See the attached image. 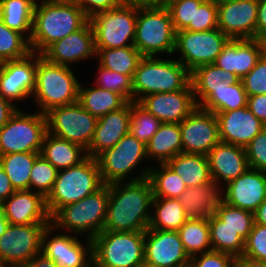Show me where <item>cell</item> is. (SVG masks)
<instances>
[{
    "instance_id": "1",
    "label": "cell",
    "mask_w": 266,
    "mask_h": 267,
    "mask_svg": "<svg viewBox=\"0 0 266 267\" xmlns=\"http://www.w3.org/2000/svg\"><path fill=\"white\" fill-rule=\"evenodd\" d=\"M151 166L126 182L109 184V201L103 231H146L153 203V188L148 179ZM126 183V184H125Z\"/></svg>"
},
{
    "instance_id": "2",
    "label": "cell",
    "mask_w": 266,
    "mask_h": 267,
    "mask_svg": "<svg viewBox=\"0 0 266 267\" xmlns=\"http://www.w3.org/2000/svg\"><path fill=\"white\" fill-rule=\"evenodd\" d=\"M89 18L73 2L35 4L31 51L42 54L54 42L79 30Z\"/></svg>"
},
{
    "instance_id": "3",
    "label": "cell",
    "mask_w": 266,
    "mask_h": 267,
    "mask_svg": "<svg viewBox=\"0 0 266 267\" xmlns=\"http://www.w3.org/2000/svg\"><path fill=\"white\" fill-rule=\"evenodd\" d=\"M191 72L178 60L142 57L133 77V102L156 93L185 89Z\"/></svg>"
},
{
    "instance_id": "4",
    "label": "cell",
    "mask_w": 266,
    "mask_h": 267,
    "mask_svg": "<svg viewBox=\"0 0 266 267\" xmlns=\"http://www.w3.org/2000/svg\"><path fill=\"white\" fill-rule=\"evenodd\" d=\"M70 67L49 62L37 53L33 98L40 107V113L78 101L80 83Z\"/></svg>"
},
{
    "instance_id": "5",
    "label": "cell",
    "mask_w": 266,
    "mask_h": 267,
    "mask_svg": "<svg viewBox=\"0 0 266 267\" xmlns=\"http://www.w3.org/2000/svg\"><path fill=\"white\" fill-rule=\"evenodd\" d=\"M103 185L96 158L88 156L80 164L58 171L52 191L46 197L50 217L65 205L95 193Z\"/></svg>"
},
{
    "instance_id": "6",
    "label": "cell",
    "mask_w": 266,
    "mask_h": 267,
    "mask_svg": "<svg viewBox=\"0 0 266 267\" xmlns=\"http://www.w3.org/2000/svg\"><path fill=\"white\" fill-rule=\"evenodd\" d=\"M108 201L109 184H104L95 193L60 208L51 217V225L55 230L61 227L76 234L86 232V240H92L103 231Z\"/></svg>"
},
{
    "instance_id": "7",
    "label": "cell",
    "mask_w": 266,
    "mask_h": 267,
    "mask_svg": "<svg viewBox=\"0 0 266 267\" xmlns=\"http://www.w3.org/2000/svg\"><path fill=\"white\" fill-rule=\"evenodd\" d=\"M145 231H102L92 239L93 267H138L144 262Z\"/></svg>"
},
{
    "instance_id": "8",
    "label": "cell",
    "mask_w": 266,
    "mask_h": 267,
    "mask_svg": "<svg viewBox=\"0 0 266 267\" xmlns=\"http://www.w3.org/2000/svg\"><path fill=\"white\" fill-rule=\"evenodd\" d=\"M176 32L166 6L137 9L134 46L143 57L174 54Z\"/></svg>"
},
{
    "instance_id": "9",
    "label": "cell",
    "mask_w": 266,
    "mask_h": 267,
    "mask_svg": "<svg viewBox=\"0 0 266 267\" xmlns=\"http://www.w3.org/2000/svg\"><path fill=\"white\" fill-rule=\"evenodd\" d=\"M48 133L43 113L25 114L17 109L0 129V155L9 153H40Z\"/></svg>"
},
{
    "instance_id": "10",
    "label": "cell",
    "mask_w": 266,
    "mask_h": 267,
    "mask_svg": "<svg viewBox=\"0 0 266 267\" xmlns=\"http://www.w3.org/2000/svg\"><path fill=\"white\" fill-rule=\"evenodd\" d=\"M136 21L137 9L121 5L93 15L89 22L94 32L95 48L134 45Z\"/></svg>"
},
{
    "instance_id": "11",
    "label": "cell",
    "mask_w": 266,
    "mask_h": 267,
    "mask_svg": "<svg viewBox=\"0 0 266 267\" xmlns=\"http://www.w3.org/2000/svg\"><path fill=\"white\" fill-rule=\"evenodd\" d=\"M48 133L75 143L87 150L90 146L98 118L80 103L54 107L45 113Z\"/></svg>"
},
{
    "instance_id": "12",
    "label": "cell",
    "mask_w": 266,
    "mask_h": 267,
    "mask_svg": "<svg viewBox=\"0 0 266 267\" xmlns=\"http://www.w3.org/2000/svg\"><path fill=\"white\" fill-rule=\"evenodd\" d=\"M229 40L219 28L208 31L181 30L176 32L174 52L181 53L178 61L192 72L201 65L213 64Z\"/></svg>"
},
{
    "instance_id": "13",
    "label": "cell",
    "mask_w": 266,
    "mask_h": 267,
    "mask_svg": "<svg viewBox=\"0 0 266 267\" xmlns=\"http://www.w3.org/2000/svg\"><path fill=\"white\" fill-rule=\"evenodd\" d=\"M51 223L9 224L0 236V263L21 267L42 252V235Z\"/></svg>"
},
{
    "instance_id": "14",
    "label": "cell",
    "mask_w": 266,
    "mask_h": 267,
    "mask_svg": "<svg viewBox=\"0 0 266 267\" xmlns=\"http://www.w3.org/2000/svg\"><path fill=\"white\" fill-rule=\"evenodd\" d=\"M147 159L146 145L127 133L116 145L96 157L103 184L123 182L141 160Z\"/></svg>"
},
{
    "instance_id": "15",
    "label": "cell",
    "mask_w": 266,
    "mask_h": 267,
    "mask_svg": "<svg viewBox=\"0 0 266 267\" xmlns=\"http://www.w3.org/2000/svg\"><path fill=\"white\" fill-rule=\"evenodd\" d=\"M182 153L205 155L220 142L216 115L195 108L181 123Z\"/></svg>"
},
{
    "instance_id": "16",
    "label": "cell",
    "mask_w": 266,
    "mask_h": 267,
    "mask_svg": "<svg viewBox=\"0 0 266 267\" xmlns=\"http://www.w3.org/2000/svg\"><path fill=\"white\" fill-rule=\"evenodd\" d=\"M53 230L50 224L43 232L42 253L59 267H93L92 240L84 245L75 235L68 234H56L49 239Z\"/></svg>"
},
{
    "instance_id": "17",
    "label": "cell",
    "mask_w": 266,
    "mask_h": 267,
    "mask_svg": "<svg viewBox=\"0 0 266 267\" xmlns=\"http://www.w3.org/2000/svg\"><path fill=\"white\" fill-rule=\"evenodd\" d=\"M144 261L157 267H189L178 231L148 228L144 237Z\"/></svg>"
},
{
    "instance_id": "18",
    "label": "cell",
    "mask_w": 266,
    "mask_h": 267,
    "mask_svg": "<svg viewBox=\"0 0 266 267\" xmlns=\"http://www.w3.org/2000/svg\"><path fill=\"white\" fill-rule=\"evenodd\" d=\"M218 28L230 39H255L257 0H221Z\"/></svg>"
},
{
    "instance_id": "19",
    "label": "cell",
    "mask_w": 266,
    "mask_h": 267,
    "mask_svg": "<svg viewBox=\"0 0 266 267\" xmlns=\"http://www.w3.org/2000/svg\"><path fill=\"white\" fill-rule=\"evenodd\" d=\"M37 53L19 60L4 61L0 68V95L14 104L33 94L36 80Z\"/></svg>"
},
{
    "instance_id": "20",
    "label": "cell",
    "mask_w": 266,
    "mask_h": 267,
    "mask_svg": "<svg viewBox=\"0 0 266 267\" xmlns=\"http://www.w3.org/2000/svg\"><path fill=\"white\" fill-rule=\"evenodd\" d=\"M138 103L162 123L180 124L198 107L191 83L183 90L147 95Z\"/></svg>"
},
{
    "instance_id": "21",
    "label": "cell",
    "mask_w": 266,
    "mask_h": 267,
    "mask_svg": "<svg viewBox=\"0 0 266 267\" xmlns=\"http://www.w3.org/2000/svg\"><path fill=\"white\" fill-rule=\"evenodd\" d=\"M41 55L49 62L64 66L95 57L94 32L89 20L79 30L54 42Z\"/></svg>"
},
{
    "instance_id": "22",
    "label": "cell",
    "mask_w": 266,
    "mask_h": 267,
    "mask_svg": "<svg viewBox=\"0 0 266 267\" xmlns=\"http://www.w3.org/2000/svg\"><path fill=\"white\" fill-rule=\"evenodd\" d=\"M225 186V203L254 213L266 199V172L249 168Z\"/></svg>"
},
{
    "instance_id": "23",
    "label": "cell",
    "mask_w": 266,
    "mask_h": 267,
    "mask_svg": "<svg viewBox=\"0 0 266 267\" xmlns=\"http://www.w3.org/2000/svg\"><path fill=\"white\" fill-rule=\"evenodd\" d=\"M1 207L9 224L51 223L46 198L36 191H15L1 204Z\"/></svg>"
},
{
    "instance_id": "24",
    "label": "cell",
    "mask_w": 266,
    "mask_h": 267,
    "mask_svg": "<svg viewBox=\"0 0 266 267\" xmlns=\"http://www.w3.org/2000/svg\"><path fill=\"white\" fill-rule=\"evenodd\" d=\"M220 142L246 147L265 128L248 106L215 114Z\"/></svg>"
},
{
    "instance_id": "25",
    "label": "cell",
    "mask_w": 266,
    "mask_h": 267,
    "mask_svg": "<svg viewBox=\"0 0 266 267\" xmlns=\"http://www.w3.org/2000/svg\"><path fill=\"white\" fill-rule=\"evenodd\" d=\"M131 102L123 108L98 118L94 136L87 155L96 158L99 154L116 145L130 128Z\"/></svg>"
},
{
    "instance_id": "26",
    "label": "cell",
    "mask_w": 266,
    "mask_h": 267,
    "mask_svg": "<svg viewBox=\"0 0 266 267\" xmlns=\"http://www.w3.org/2000/svg\"><path fill=\"white\" fill-rule=\"evenodd\" d=\"M213 181L226 184L249 169L245 147L219 142L207 154Z\"/></svg>"
},
{
    "instance_id": "27",
    "label": "cell",
    "mask_w": 266,
    "mask_h": 267,
    "mask_svg": "<svg viewBox=\"0 0 266 267\" xmlns=\"http://www.w3.org/2000/svg\"><path fill=\"white\" fill-rule=\"evenodd\" d=\"M261 56V46L257 39H230L214 64L225 71L235 73L241 80Z\"/></svg>"
},
{
    "instance_id": "28",
    "label": "cell",
    "mask_w": 266,
    "mask_h": 267,
    "mask_svg": "<svg viewBox=\"0 0 266 267\" xmlns=\"http://www.w3.org/2000/svg\"><path fill=\"white\" fill-rule=\"evenodd\" d=\"M221 187L215 181L186 188L178 198L188 219H209L223 200Z\"/></svg>"
},
{
    "instance_id": "29",
    "label": "cell",
    "mask_w": 266,
    "mask_h": 267,
    "mask_svg": "<svg viewBox=\"0 0 266 267\" xmlns=\"http://www.w3.org/2000/svg\"><path fill=\"white\" fill-rule=\"evenodd\" d=\"M40 155L58 171L76 166L88 157L87 151L80 145L50 133L45 136Z\"/></svg>"
},
{
    "instance_id": "30",
    "label": "cell",
    "mask_w": 266,
    "mask_h": 267,
    "mask_svg": "<svg viewBox=\"0 0 266 267\" xmlns=\"http://www.w3.org/2000/svg\"><path fill=\"white\" fill-rule=\"evenodd\" d=\"M168 167L181 176L187 188L208 184L212 181L207 156L180 153L166 162Z\"/></svg>"
},
{
    "instance_id": "31",
    "label": "cell",
    "mask_w": 266,
    "mask_h": 267,
    "mask_svg": "<svg viewBox=\"0 0 266 267\" xmlns=\"http://www.w3.org/2000/svg\"><path fill=\"white\" fill-rule=\"evenodd\" d=\"M147 158H156L160 163H166L171 158L182 153V136L179 123H161L158 131L146 145Z\"/></svg>"
},
{
    "instance_id": "32",
    "label": "cell",
    "mask_w": 266,
    "mask_h": 267,
    "mask_svg": "<svg viewBox=\"0 0 266 267\" xmlns=\"http://www.w3.org/2000/svg\"><path fill=\"white\" fill-rule=\"evenodd\" d=\"M239 81L240 79L235 73L225 71L213 63L195 68L191 72L190 83L198 106L201 101L213 92V88L226 85V83L232 84ZM198 98L201 99V101Z\"/></svg>"
},
{
    "instance_id": "33",
    "label": "cell",
    "mask_w": 266,
    "mask_h": 267,
    "mask_svg": "<svg viewBox=\"0 0 266 267\" xmlns=\"http://www.w3.org/2000/svg\"><path fill=\"white\" fill-rule=\"evenodd\" d=\"M248 96L241 80L232 84L213 88L198 107L214 114L244 108L247 106Z\"/></svg>"
},
{
    "instance_id": "34",
    "label": "cell",
    "mask_w": 266,
    "mask_h": 267,
    "mask_svg": "<svg viewBox=\"0 0 266 267\" xmlns=\"http://www.w3.org/2000/svg\"><path fill=\"white\" fill-rule=\"evenodd\" d=\"M78 102L91 115L99 118L123 108L128 101L118 93L98 87L83 88L79 85Z\"/></svg>"
},
{
    "instance_id": "35",
    "label": "cell",
    "mask_w": 266,
    "mask_h": 267,
    "mask_svg": "<svg viewBox=\"0 0 266 267\" xmlns=\"http://www.w3.org/2000/svg\"><path fill=\"white\" fill-rule=\"evenodd\" d=\"M35 0H0V18L11 30L21 34L29 32L27 39L32 34Z\"/></svg>"
},
{
    "instance_id": "36",
    "label": "cell",
    "mask_w": 266,
    "mask_h": 267,
    "mask_svg": "<svg viewBox=\"0 0 266 267\" xmlns=\"http://www.w3.org/2000/svg\"><path fill=\"white\" fill-rule=\"evenodd\" d=\"M149 228L163 231H178L188 219L179 199L154 198Z\"/></svg>"
},
{
    "instance_id": "37",
    "label": "cell",
    "mask_w": 266,
    "mask_h": 267,
    "mask_svg": "<svg viewBox=\"0 0 266 267\" xmlns=\"http://www.w3.org/2000/svg\"><path fill=\"white\" fill-rule=\"evenodd\" d=\"M39 155L34 152L0 155V164L15 191L30 190L31 169Z\"/></svg>"
},
{
    "instance_id": "38",
    "label": "cell",
    "mask_w": 266,
    "mask_h": 267,
    "mask_svg": "<svg viewBox=\"0 0 266 267\" xmlns=\"http://www.w3.org/2000/svg\"><path fill=\"white\" fill-rule=\"evenodd\" d=\"M96 56L99 58V65L132 77L143 57L134 45L115 49L96 48Z\"/></svg>"
},
{
    "instance_id": "39",
    "label": "cell",
    "mask_w": 266,
    "mask_h": 267,
    "mask_svg": "<svg viewBox=\"0 0 266 267\" xmlns=\"http://www.w3.org/2000/svg\"><path fill=\"white\" fill-rule=\"evenodd\" d=\"M178 233L189 257L212 251L208 219H187Z\"/></svg>"
},
{
    "instance_id": "40",
    "label": "cell",
    "mask_w": 266,
    "mask_h": 267,
    "mask_svg": "<svg viewBox=\"0 0 266 267\" xmlns=\"http://www.w3.org/2000/svg\"><path fill=\"white\" fill-rule=\"evenodd\" d=\"M212 251L223 252L233 257L242 256L245 240L237 231L224 226V222L215 214L208 219Z\"/></svg>"
},
{
    "instance_id": "41",
    "label": "cell",
    "mask_w": 266,
    "mask_h": 267,
    "mask_svg": "<svg viewBox=\"0 0 266 267\" xmlns=\"http://www.w3.org/2000/svg\"><path fill=\"white\" fill-rule=\"evenodd\" d=\"M160 168H150L148 179L151 181L154 198H175L186 190L181 176L173 172L166 163H160Z\"/></svg>"
},
{
    "instance_id": "42",
    "label": "cell",
    "mask_w": 266,
    "mask_h": 267,
    "mask_svg": "<svg viewBox=\"0 0 266 267\" xmlns=\"http://www.w3.org/2000/svg\"><path fill=\"white\" fill-rule=\"evenodd\" d=\"M30 53L32 51L27 37L8 28L0 18V60H19Z\"/></svg>"
},
{
    "instance_id": "43",
    "label": "cell",
    "mask_w": 266,
    "mask_h": 267,
    "mask_svg": "<svg viewBox=\"0 0 266 267\" xmlns=\"http://www.w3.org/2000/svg\"><path fill=\"white\" fill-rule=\"evenodd\" d=\"M161 123L138 102H131L129 133L137 140L147 145L151 137L158 131Z\"/></svg>"
},
{
    "instance_id": "44",
    "label": "cell",
    "mask_w": 266,
    "mask_h": 267,
    "mask_svg": "<svg viewBox=\"0 0 266 267\" xmlns=\"http://www.w3.org/2000/svg\"><path fill=\"white\" fill-rule=\"evenodd\" d=\"M215 215L224 222V226L237 231L246 240L254 224V213L225 203L218 206Z\"/></svg>"
},
{
    "instance_id": "45",
    "label": "cell",
    "mask_w": 266,
    "mask_h": 267,
    "mask_svg": "<svg viewBox=\"0 0 266 267\" xmlns=\"http://www.w3.org/2000/svg\"><path fill=\"white\" fill-rule=\"evenodd\" d=\"M99 75L95 81L96 87L109 90L123 96L128 102H133V77L107 69L99 65Z\"/></svg>"
},
{
    "instance_id": "46",
    "label": "cell",
    "mask_w": 266,
    "mask_h": 267,
    "mask_svg": "<svg viewBox=\"0 0 266 267\" xmlns=\"http://www.w3.org/2000/svg\"><path fill=\"white\" fill-rule=\"evenodd\" d=\"M58 170L39 155L32 166L30 175V190L41 193L45 198L52 191L54 182L57 178ZM33 188V189H32Z\"/></svg>"
},
{
    "instance_id": "47",
    "label": "cell",
    "mask_w": 266,
    "mask_h": 267,
    "mask_svg": "<svg viewBox=\"0 0 266 267\" xmlns=\"http://www.w3.org/2000/svg\"><path fill=\"white\" fill-rule=\"evenodd\" d=\"M204 0H173L166 5L168 8L175 32L185 30L194 24L195 5H201Z\"/></svg>"
},
{
    "instance_id": "48",
    "label": "cell",
    "mask_w": 266,
    "mask_h": 267,
    "mask_svg": "<svg viewBox=\"0 0 266 267\" xmlns=\"http://www.w3.org/2000/svg\"><path fill=\"white\" fill-rule=\"evenodd\" d=\"M218 28V5L216 1L204 0L201 5H195L194 24L185 30L208 31Z\"/></svg>"
},
{
    "instance_id": "49",
    "label": "cell",
    "mask_w": 266,
    "mask_h": 267,
    "mask_svg": "<svg viewBox=\"0 0 266 267\" xmlns=\"http://www.w3.org/2000/svg\"><path fill=\"white\" fill-rule=\"evenodd\" d=\"M242 256L266 262V226L253 224L252 230L245 240V248Z\"/></svg>"
},
{
    "instance_id": "50",
    "label": "cell",
    "mask_w": 266,
    "mask_h": 267,
    "mask_svg": "<svg viewBox=\"0 0 266 267\" xmlns=\"http://www.w3.org/2000/svg\"><path fill=\"white\" fill-rule=\"evenodd\" d=\"M248 166L266 172V127L245 147Z\"/></svg>"
},
{
    "instance_id": "51",
    "label": "cell",
    "mask_w": 266,
    "mask_h": 267,
    "mask_svg": "<svg viewBox=\"0 0 266 267\" xmlns=\"http://www.w3.org/2000/svg\"><path fill=\"white\" fill-rule=\"evenodd\" d=\"M241 82L247 96L266 94V59L262 56Z\"/></svg>"
},
{
    "instance_id": "52",
    "label": "cell",
    "mask_w": 266,
    "mask_h": 267,
    "mask_svg": "<svg viewBox=\"0 0 266 267\" xmlns=\"http://www.w3.org/2000/svg\"><path fill=\"white\" fill-rule=\"evenodd\" d=\"M233 256L223 252L209 251L199 257H190L189 267H231Z\"/></svg>"
},
{
    "instance_id": "53",
    "label": "cell",
    "mask_w": 266,
    "mask_h": 267,
    "mask_svg": "<svg viewBox=\"0 0 266 267\" xmlns=\"http://www.w3.org/2000/svg\"><path fill=\"white\" fill-rule=\"evenodd\" d=\"M88 18L93 15L120 6V0H72Z\"/></svg>"
},
{
    "instance_id": "54",
    "label": "cell",
    "mask_w": 266,
    "mask_h": 267,
    "mask_svg": "<svg viewBox=\"0 0 266 267\" xmlns=\"http://www.w3.org/2000/svg\"><path fill=\"white\" fill-rule=\"evenodd\" d=\"M247 106L266 127V94L248 96Z\"/></svg>"
},
{
    "instance_id": "55",
    "label": "cell",
    "mask_w": 266,
    "mask_h": 267,
    "mask_svg": "<svg viewBox=\"0 0 266 267\" xmlns=\"http://www.w3.org/2000/svg\"><path fill=\"white\" fill-rule=\"evenodd\" d=\"M257 23L255 30V39L266 36V0H257Z\"/></svg>"
},
{
    "instance_id": "56",
    "label": "cell",
    "mask_w": 266,
    "mask_h": 267,
    "mask_svg": "<svg viewBox=\"0 0 266 267\" xmlns=\"http://www.w3.org/2000/svg\"><path fill=\"white\" fill-rule=\"evenodd\" d=\"M14 192L15 189L12 187L9 177L0 164V205Z\"/></svg>"
},
{
    "instance_id": "57",
    "label": "cell",
    "mask_w": 266,
    "mask_h": 267,
    "mask_svg": "<svg viewBox=\"0 0 266 267\" xmlns=\"http://www.w3.org/2000/svg\"><path fill=\"white\" fill-rule=\"evenodd\" d=\"M120 5L135 9L156 8L162 6V0H120Z\"/></svg>"
},
{
    "instance_id": "58",
    "label": "cell",
    "mask_w": 266,
    "mask_h": 267,
    "mask_svg": "<svg viewBox=\"0 0 266 267\" xmlns=\"http://www.w3.org/2000/svg\"><path fill=\"white\" fill-rule=\"evenodd\" d=\"M17 109L14 104L0 95V129L8 122L11 115Z\"/></svg>"
},
{
    "instance_id": "59",
    "label": "cell",
    "mask_w": 266,
    "mask_h": 267,
    "mask_svg": "<svg viewBox=\"0 0 266 267\" xmlns=\"http://www.w3.org/2000/svg\"><path fill=\"white\" fill-rule=\"evenodd\" d=\"M21 267H59L55 261L48 258L44 253H39Z\"/></svg>"
},
{
    "instance_id": "60",
    "label": "cell",
    "mask_w": 266,
    "mask_h": 267,
    "mask_svg": "<svg viewBox=\"0 0 266 267\" xmlns=\"http://www.w3.org/2000/svg\"><path fill=\"white\" fill-rule=\"evenodd\" d=\"M231 267H266V262H259L239 256L233 258Z\"/></svg>"
},
{
    "instance_id": "61",
    "label": "cell",
    "mask_w": 266,
    "mask_h": 267,
    "mask_svg": "<svg viewBox=\"0 0 266 267\" xmlns=\"http://www.w3.org/2000/svg\"><path fill=\"white\" fill-rule=\"evenodd\" d=\"M254 224L266 226V199L254 212Z\"/></svg>"
},
{
    "instance_id": "62",
    "label": "cell",
    "mask_w": 266,
    "mask_h": 267,
    "mask_svg": "<svg viewBox=\"0 0 266 267\" xmlns=\"http://www.w3.org/2000/svg\"><path fill=\"white\" fill-rule=\"evenodd\" d=\"M9 225V222L3 215V210L0 205V236L6 231L7 227Z\"/></svg>"
},
{
    "instance_id": "63",
    "label": "cell",
    "mask_w": 266,
    "mask_h": 267,
    "mask_svg": "<svg viewBox=\"0 0 266 267\" xmlns=\"http://www.w3.org/2000/svg\"><path fill=\"white\" fill-rule=\"evenodd\" d=\"M261 46V55L264 59H266V36H263L258 39Z\"/></svg>"
},
{
    "instance_id": "64",
    "label": "cell",
    "mask_w": 266,
    "mask_h": 267,
    "mask_svg": "<svg viewBox=\"0 0 266 267\" xmlns=\"http://www.w3.org/2000/svg\"><path fill=\"white\" fill-rule=\"evenodd\" d=\"M72 0H44L41 3H69Z\"/></svg>"
},
{
    "instance_id": "65",
    "label": "cell",
    "mask_w": 266,
    "mask_h": 267,
    "mask_svg": "<svg viewBox=\"0 0 266 267\" xmlns=\"http://www.w3.org/2000/svg\"><path fill=\"white\" fill-rule=\"evenodd\" d=\"M138 267H157V266L152 265V264L147 263V262L144 261V262L141 263Z\"/></svg>"
},
{
    "instance_id": "66",
    "label": "cell",
    "mask_w": 266,
    "mask_h": 267,
    "mask_svg": "<svg viewBox=\"0 0 266 267\" xmlns=\"http://www.w3.org/2000/svg\"><path fill=\"white\" fill-rule=\"evenodd\" d=\"M171 1H173V0H162V6H166Z\"/></svg>"
},
{
    "instance_id": "67",
    "label": "cell",
    "mask_w": 266,
    "mask_h": 267,
    "mask_svg": "<svg viewBox=\"0 0 266 267\" xmlns=\"http://www.w3.org/2000/svg\"><path fill=\"white\" fill-rule=\"evenodd\" d=\"M3 62L0 60V68L2 67Z\"/></svg>"
}]
</instances>
